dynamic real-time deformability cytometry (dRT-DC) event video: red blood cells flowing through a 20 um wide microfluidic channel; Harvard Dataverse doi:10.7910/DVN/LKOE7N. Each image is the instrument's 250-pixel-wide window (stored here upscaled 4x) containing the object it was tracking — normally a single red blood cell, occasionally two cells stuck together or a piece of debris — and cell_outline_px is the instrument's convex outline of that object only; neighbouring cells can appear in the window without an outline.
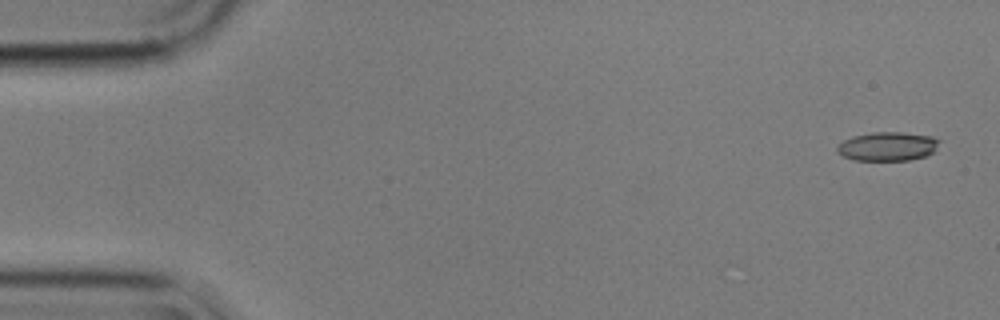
{"species": "common noctule bat (a hibernating species)", "species_latin": "Nyctalus noctula", "temperature_condition": "cold", "stored_images_in_passage": 5, "camera_frame_rate_fps": 3000, "um_per_image_px": 0.085, "animal": {"sex": "male", "body_mass_g": 17.9}, "frame": {"image": 1, "passage_image": 1, "time_ms": 0.0, "image_size_px": [1000, 320], "cell_outline_px": [[940, 140], [936, 148], [928, 156], [908, 160], [852, 160], [836, 152], [836, 148], [844, 140], [852, 136], [872, 132], [900, 132], [932, 136]], "centroid_in_image_um": [75.44, 12.44], "position_along_channel_um": 9.6, "area_um2": 17.22}}
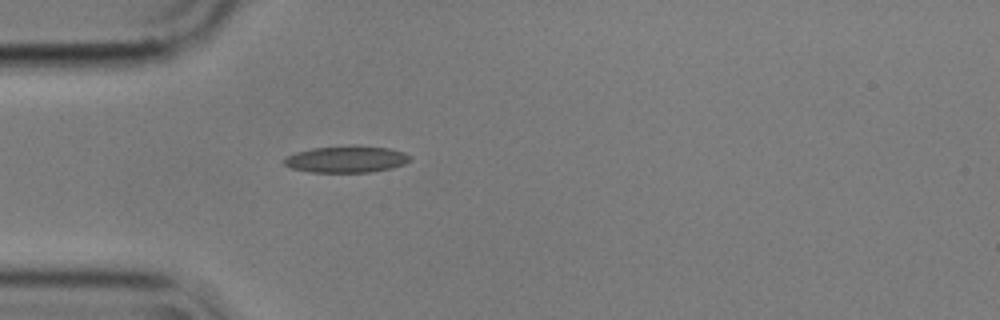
{"frame": {"image": 2, "passage_image": 5, "time_ms": 1.333, "image_size_px": [1000, 320], "cell_outline_px": [[412, 160], [404, 164], [392, 168], [372, 172], [308, 172], [292, 168], [284, 164], [280, 160], [284, 156], [296, 152], [312, 148], [352, 144], [388, 148], [404, 152], [412, 156]], "centroid_in_image_um": [29.43, 13.52], "position_along_channel_um": 55.6, "area_um2": 20.11}}